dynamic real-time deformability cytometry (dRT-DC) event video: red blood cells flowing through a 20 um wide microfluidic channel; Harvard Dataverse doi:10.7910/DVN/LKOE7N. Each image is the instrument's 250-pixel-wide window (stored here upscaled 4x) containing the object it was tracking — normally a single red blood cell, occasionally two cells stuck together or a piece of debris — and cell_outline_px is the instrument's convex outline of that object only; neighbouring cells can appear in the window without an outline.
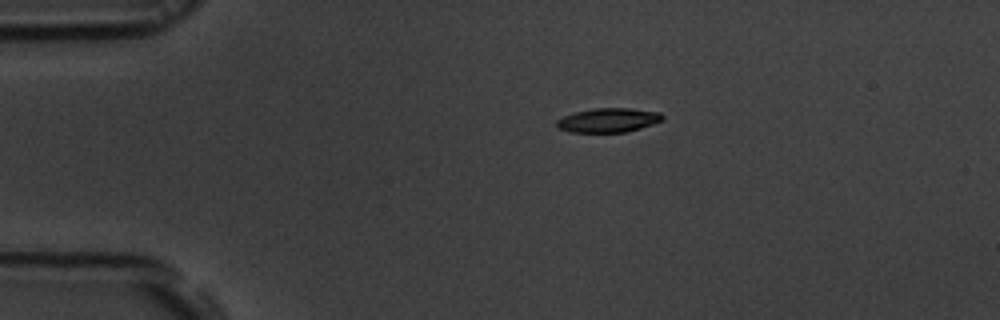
{"species": "common noctule bat (a hibernating species)", "species_latin": "Nyctalus noctula", "temperature_condition": "room temperature", "stored_images_in_passage": 44, "camera_frame_rate_fps": 3000, "um_per_image_px": 0.085, "animal": {"sex": "male", "body_mass_g": 19.5, "forearm_length_mm": 54.6}, "frame": {"image": 1, "passage_image": 1, "time_ms": 0.0, "image_size_px": [1000, 320], "cell_outline_px": [[664, 120], [640, 128], [624, 132], [568, 132], [556, 128], [556, 120], [564, 116], [576, 112], [596, 108], [632, 108], [660, 112], [664, 116]], "centroid_in_image_um": [51.71, 10.21], "position_along_channel_um": 33.3, "area_um2": 14.97}}
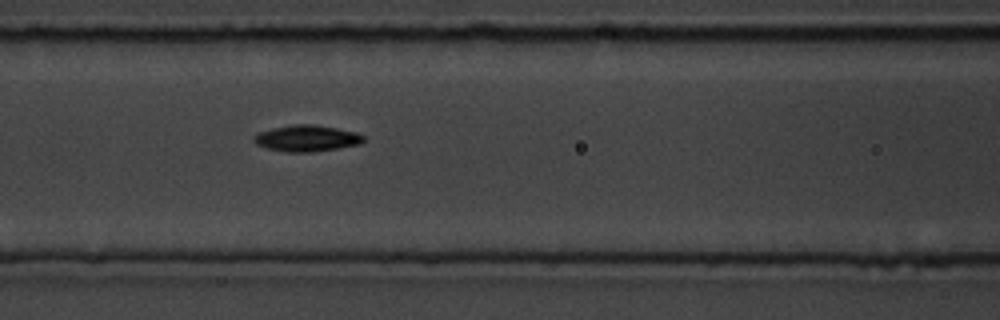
{"frame": {"image": 2, "passage_image": 13, "time_ms": 4.0, "image_size_px": [1000, 320], "cell_outline_px": [[364, 140], [360, 144], [336, 148], [308, 152], [288, 152], [264, 148], [256, 144], [252, 140], [252, 136], [256, 132], [272, 128], [292, 124], [312, 124], [336, 128], [356, 132], [364, 136]], "centroid_in_image_um": [25.99, 11.75], "position_along_channel_um": 140.6, "area_um2": 16.88}}
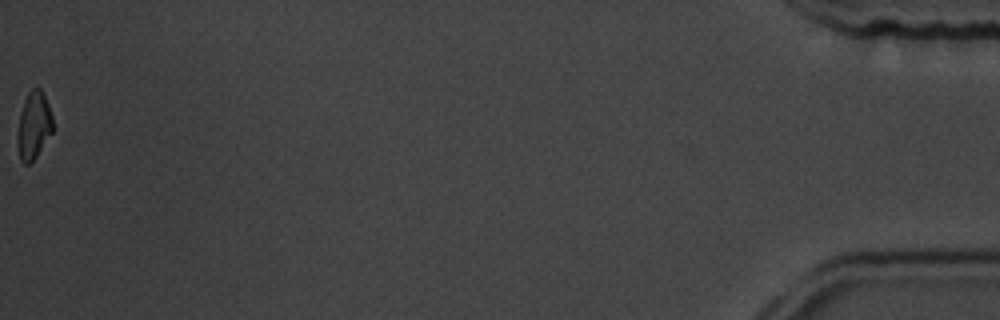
{"frame": {"image": 3, "passage_image": 44, "time_ms": 14.333, "image_size_px": [1000, 320], "cell_outline_px": [[52, 132], [36, 156], [28, 164], [24, 164], [20, 160], [16, 144], [16, 136], [20, 112], [24, 100], [28, 92], [36, 84], [40, 88], [48, 104], [52, 116]], "centroid_in_image_um": [2.83, 10.65], "position_along_channel_um": 432.4, "area_um2": 13.99}, "authors_computed_cell_mechanics": {"area_um2": 15.3748, "velocity_mm_per_s": 3.808, "shape_relaxation_time_tau1_ms": 1.9907, "shape_relaxation_time_tau2_ms": null, "deformation_change_tau1": 0.1379, "deformation_change_tau2": null}}